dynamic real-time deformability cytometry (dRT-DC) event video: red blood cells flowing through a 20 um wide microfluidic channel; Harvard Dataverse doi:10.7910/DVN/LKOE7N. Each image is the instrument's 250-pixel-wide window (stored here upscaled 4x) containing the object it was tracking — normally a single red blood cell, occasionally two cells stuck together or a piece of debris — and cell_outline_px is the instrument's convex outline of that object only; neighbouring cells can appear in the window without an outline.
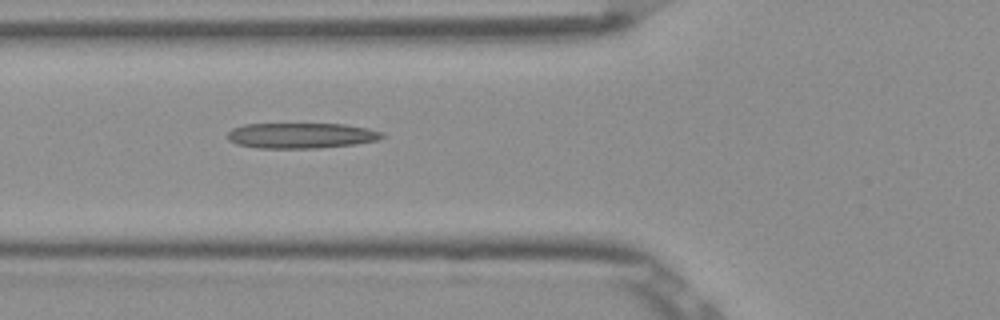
{"species": "Egyptian fruit bat (a non-hibernating species)", "species_latin": "Rousettus aegyptiacus", "temperature_condition": "room temperature", "stored_images_in_passage": 3, "camera_frame_rate_fps": 3000, "um_per_image_px": 0.085, "frame": {"image": 1, "passage_image": 3, "time_ms": 0.667, "image_size_px": [1000, 320], "cell_outline_px": [[384, 136], [380, 140], [356, 144], [316, 148], [256, 148], [236, 144], [228, 140], [228, 132], [232, 128], [244, 124], [344, 124], [368, 128], [384, 132]], "centroid_in_image_um": [25.61, 11.52], "position_along_channel_um": 100.2, "area_um2": 23.12}}